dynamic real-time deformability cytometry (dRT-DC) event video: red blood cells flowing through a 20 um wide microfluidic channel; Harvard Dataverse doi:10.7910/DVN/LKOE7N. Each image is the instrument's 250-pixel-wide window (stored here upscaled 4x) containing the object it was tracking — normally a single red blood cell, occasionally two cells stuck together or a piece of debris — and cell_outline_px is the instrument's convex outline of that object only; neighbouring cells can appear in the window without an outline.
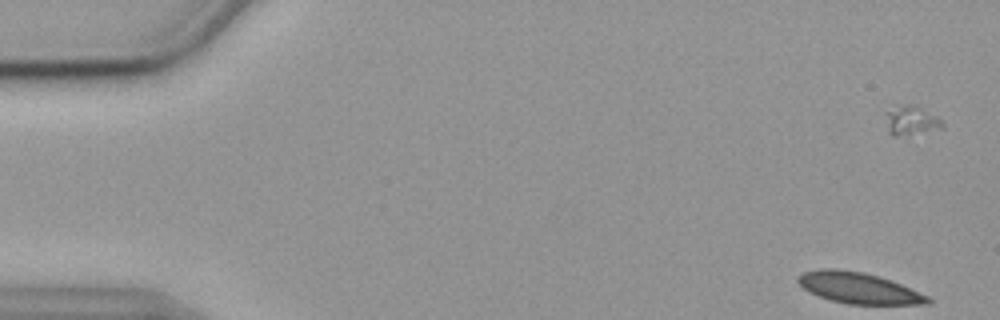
{"species": "common noctule bat (a hibernating species)", "species_latin": "Nyctalus noctula", "temperature_condition": "cold", "stored_images_in_passage": 45, "camera_frame_rate_fps": 3000, "um_per_image_px": 0.085, "animal": {"sex": "female", "body_mass_g": 19.9}, "frame": {"image": 1, "passage_image": 2, "time_ms": 0.333, "image_size_px": [1000, 320], "cell_outline_px": [[932, 304], [848, 304], [832, 300], [808, 292], [796, 280], [796, 276], [804, 272], [820, 268], [836, 268], [864, 272], [900, 284], [928, 296], [932, 300]], "centroid_in_image_um": [72.95, 24.47], "position_along_channel_um": 12.1, "area_um2": 23.29}}
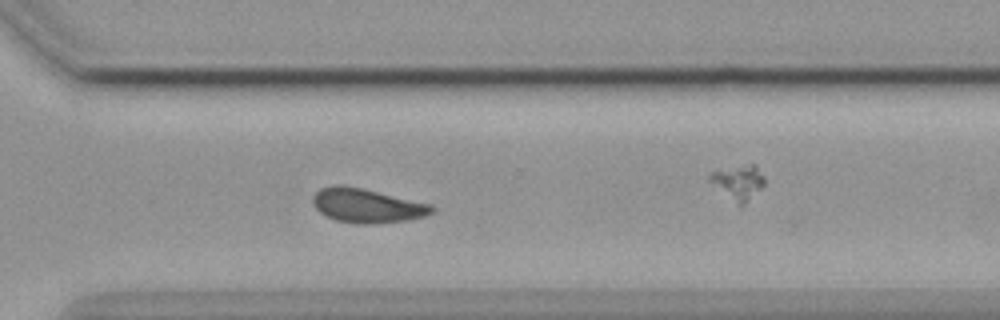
{"frame": {"image": 2, "passage_image": 40, "time_ms": 13.0, "image_size_px": [1000, 320], "cell_outline_px": [[436, 208], [432, 212], [424, 216], [404, 220], [376, 224], [356, 224], [336, 220], [320, 212], [312, 204], [312, 196], [320, 188], [332, 184], [340, 184], [360, 188], [432, 204]], "centroid_in_image_um": [31.16, 17.47], "position_along_channel_um": 339.4, "area_um2": 23.64}}
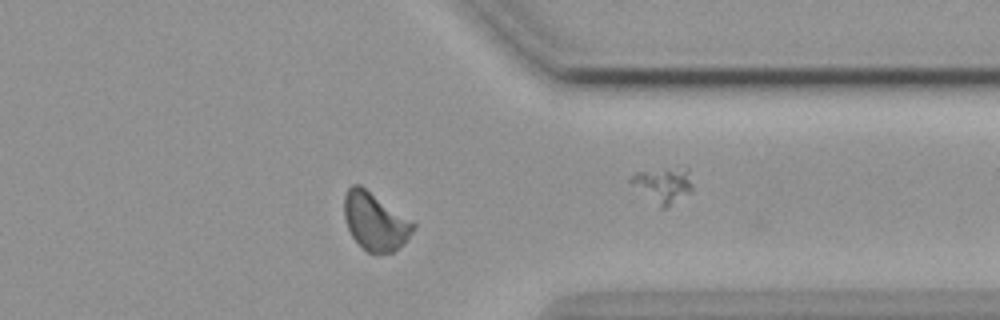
{"frame": {"image": 3, "passage_image": 44, "time_ms": 14.333, "image_size_px": [1000, 320], "cell_outline_px": [[416, 228], [404, 244], [392, 252], [368, 252], [352, 236], [348, 228], [344, 216], [344, 196], [348, 188], [352, 184], [360, 184], [416, 224]], "centroid_in_image_um": [31.88, 18.8], "position_along_channel_um": 379.5, "area_um2": 22.89}}